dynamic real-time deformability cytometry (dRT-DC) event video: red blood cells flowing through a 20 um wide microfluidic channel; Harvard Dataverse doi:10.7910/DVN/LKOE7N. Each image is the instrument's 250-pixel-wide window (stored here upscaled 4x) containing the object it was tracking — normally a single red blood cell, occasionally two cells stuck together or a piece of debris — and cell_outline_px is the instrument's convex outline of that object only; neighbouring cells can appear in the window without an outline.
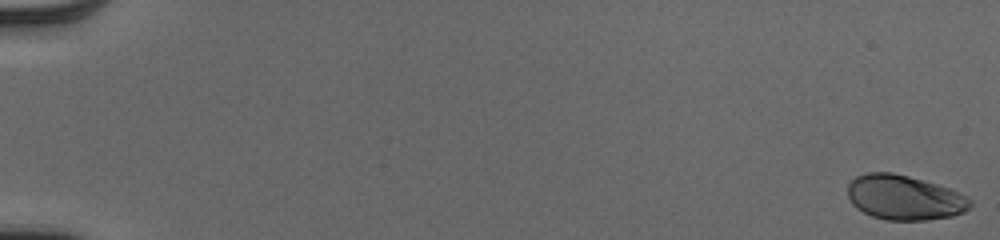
{"species": "human", "species_latin": "Homo sapiens", "temperature_condition": "cold", "stored_images_in_passage": 53, "camera_frame_rate_fps": 3000, "um_per_image_px": 0.085, "donor": {"sex": "male"}, "frame": {"image": 1, "passage_image": 1, "time_ms": 0.0, "image_size_px": [1000, 240], "cell_outline_px": [[972, 204], [964, 212], [952, 216], [924, 220], [888, 220], [872, 216], [856, 208], [852, 204], [848, 196], [848, 184], [856, 176], [868, 172], [892, 172], [908, 176], [936, 184], [960, 192], [972, 200]], "centroid_in_image_um": [76.87, 16.79], "position_along_channel_um": 8.1, "area_um2": 31.91}}
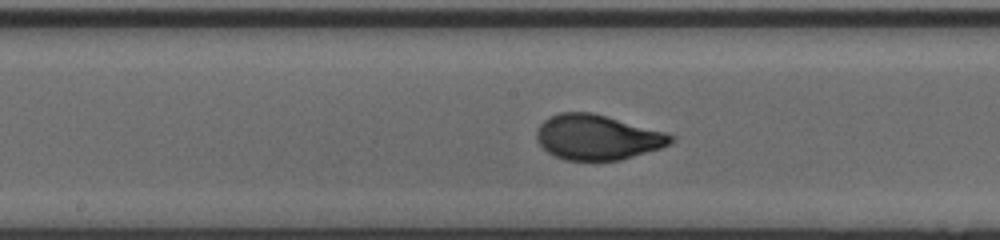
{"frame": {"image": 2, "passage_image": 30, "time_ms": 9.667, "image_size_px": [1000, 240], "cell_outline_px": [[676, 140], [660, 148], [620, 160], [564, 160], [548, 152], [536, 140], [536, 128], [548, 116], [560, 112], [592, 112], [668, 132], [676, 136]], "centroid_in_image_um": [50.78, 11.65], "position_along_channel_um": 197.4, "area_um2": 35.49}}
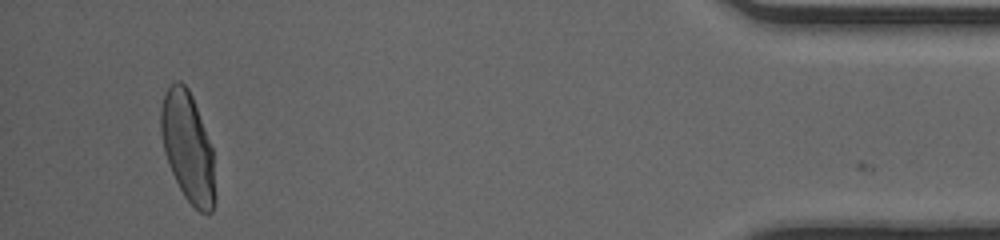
{"frame": {"image": 3, "passage_image": 51, "time_ms": 16.667, "image_size_px": [1000, 240], "cell_outline_px": [[216, 204], [212, 212], [200, 212], [184, 196], [172, 172], [164, 152], [160, 132], [160, 108], [164, 92], [176, 80], [180, 80], [188, 88], [192, 96], [212, 148], [216, 196]], "centroid_in_image_um": [15.96, 12.51], "position_along_channel_um": 419.2, "area_um2": 34.62}, "authors_computed_cell_mechanics": {"area_um2": 34.2754, "velocity_mm_per_s": 4.0492, "shape_relaxation_time_tau1_ms": 2.7841, "shape_relaxation_time_tau2_ms": null, "deformation_change_tau1": 0.1677, "deformation_change_tau2": null}}